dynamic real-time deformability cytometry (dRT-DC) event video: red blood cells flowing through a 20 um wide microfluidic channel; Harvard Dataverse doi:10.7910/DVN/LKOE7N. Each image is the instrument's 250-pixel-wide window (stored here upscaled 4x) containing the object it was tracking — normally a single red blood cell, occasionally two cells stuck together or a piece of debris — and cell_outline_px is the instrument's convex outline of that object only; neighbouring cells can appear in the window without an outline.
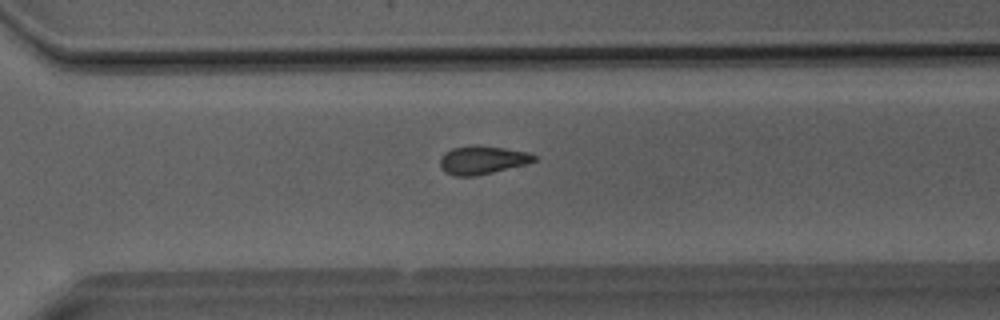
{"species": "Egyptian fruit bat (a non-hibernating species)", "species_latin": "Rousettus aegyptiacus", "temperature_condition": "room temperature", "stored_images_in_passage": 30, "camera_frame_rate_fps": 3000, "um_per_image_px": 0.085, "animal": {"sex": "male"}, "frame": {"image": 1, "passage_image": 19, "time_ms": 6.0, "image_size_px": [1000, 320], "cell_outline_px": [[536, 160], [528, 164], [476, 176], [452, 176], [444, 172], [440, 168], [440, 156], [444, 152], [452, 148], [480, 144], [528, 152], [536, 156]], "centroid_in_image_um": [40.97, 13.6], "position_along_channel_um": 329.6, "area_um2": 15.84}}
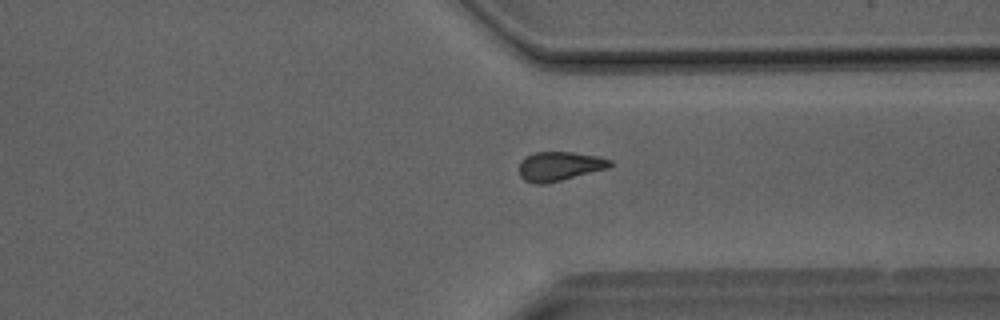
{"frame": {"image": 2, "passage_image": 21, "time_ms": 6.667, "image_size_px": [1000, 320], "cell_outline_px": [[612, 164], [608, 168], [544, 184], [536, 184], [524, 180], [520, 176], [520, 160], [532, 152], [572, 152], [596, 156], [612, 160]], "centroid_in_image_um": [47.53, 14.12], "position_along_channel_um": 363.9, "area_um2": 15.32}}
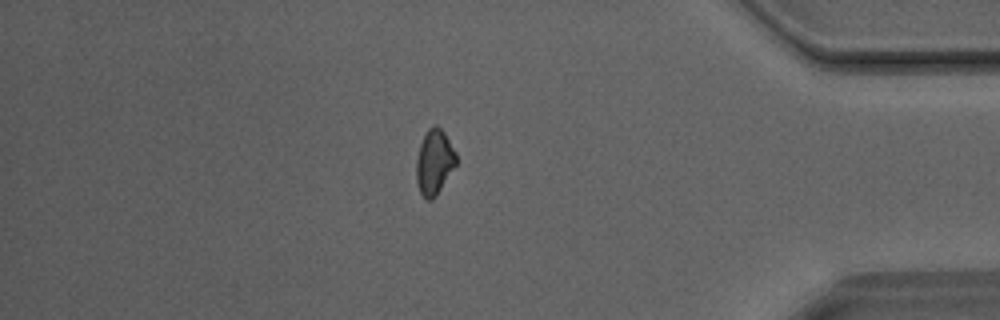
{"frame": {"image": 3, "passage_image": 25, "time_ms": 8.0, "image_size_px": [1000, 320], "cell_outline_px": [[456, 164], [436, 196], [432, 200], [428, 200], [420, 192], [416, 180], [416, 160], [420, 144], [428, 128], [432, 124], [436, 124], [444, 132], [456, 152]], "centroid_in_image_um": [36.91, 13.76], "position_along_channel_um": 398.3, "area_um2": 15.03}}